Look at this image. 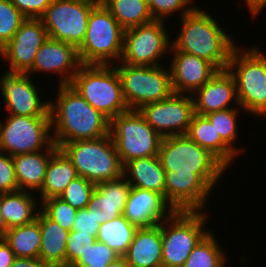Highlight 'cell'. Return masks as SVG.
<instances>
[{
  "instance_id": "cell-1",
  "label": "cell",
  "mask_w": 266,
  "mask_h": 267,
  "mask_svg": "<svg viewBox=\"0 0 266 267\" xmlns=\"http://www.w3.org/2000/svg\"><path fill=\"white\" fill-rule=\"evenodd\" d=\"M57 98L49 101L53 143L97 139L110 134V119L91 106L70 84H59Z\"/></svg>"
},
{
  "instance_id": "cell-2",
  "label": "cell",
  "mask_w": 266,
  "mask_h": 267,
  "mask_svg": "<svg viewBox=\"0 0 266 267\" xmlns=\"http://www.w3.org/2000/svg\"><path fill=\"white\" fill-rule=\"evenodd\" d=\"M181 30L172 46L180 52L196 55L212 63L218 70L229 65L234 39L220 27L207 11L195 7L181 18Z\"/></svg>"
},
{
  "instance_id": "cell-3",
  "label": "cell",
  "mask_w": 266,
  "mask_h": 267,
  "mask_svg": "<svg viewBox=\"0 0 266 267\" xmlns=\"http://www.w3.org/2000/svg\"><path fill=\"white\" fill-rule=\"evenodd\" d=\"M240 49L236 46L232 50L227 66L236 84L240 108L266 117V56L256 46Z\"/></svg>"
},
{
  "instance_id": "cell-4",
  "label": "cell",
  "mask_w": 266,
  "mask_h": 267,
  "mask_svg": "<svg viewBox=\"0 0 266 267\" xmlns=\"http://www.w3.org/2000/svg\"><path fill=\"white\" fill-rule=\"evenodd\" d=\"M70 85L96 110L110 120L129 110L115 66L82 64Z\"/></svg>"
},
{
  "instance_id": "cell-5",
  "label": "cell",
  "mask_w": 266,
  "mask_h": 267,
  "mask_svg": "<svg viewBox=\"0 0 266 267\" xmlns=\"http://www.w3.org/2000/svg\"><path fill=\"white\" fill-rule=\"evenodd\" d=\"M158 157L165 174H198L212 189L227 170L187 135L163 138Z\"/></svg>"
},
{
  "instance_id": "cell-6",
  "label": "cell",
  "mask_w": 266,
  "mask_h": 267,
  "mask_svg": "<svg viewBox=\"0 0 266 267\" xmlns=\"http://www.w3.org/2000/svg\"><path fill=\"white\" fill-rule=\"evenodd\" d=\"M59 148L71 160L77 175L95 185L123 176V165L110 134L63 143Z\"/></svg>"
},
{
  "instance_id": "cell-7",
  "label": "cell",
  "mask_w": 266,
  "mask_h": 267,
  "mask_svg": "<svg viewBox=\"0 0 266 267\" xmlns=\"http://www.w3.org/2000/svg\"><path fill=\"white\" fill-rule=\"evenodd\" d=\"M123 41L124 29L99 2L89 14L84 40L77 48L81 64L110 65L113 60L119 62Z\"/></svg>"
},
{
  "instance_id": "cell-8",
  "label": "cell",
  "mask_w": 266,
  "mask_h": 267,
  "mask_svg": "<svg viewBox=\"0 0 266 267\" xmlns=\"http://www.w3.org/2000/svg\"><path fill=\"white\" fill-rule=\"evenodd\" d=\"M206 211H174L160 223L162 267H181L193 248L209 232Z\"/></svg>"
},
{
  "instance_id": "cell-9",
  "label": "cell",
  "mask_w": 266,
  "mask_h": 267,
  "mask_svg": "<svg viewBox=\"0 0 266 267\" xmlns=\"http://www.w3.org/2000/svg\"><path fill=\"white\" fill-rule=\"evenodd\" d=\"M110 135L123 166L136 158L157 156L163 139L139 110L131 109L110 120Z\"/></svg>"
},
{
  "instance_id": "cell-10",
  "label": "cell",
  "mask_w": 266,
  "mask_h": 267,
  "mask_svg": "<svg viewBox=\"0 0 266 267\" xmlns=\"http://www.w3.org/2000/svg\"><path fill=\"white\" fill-rule=\"evenodd\" d=\"M124 100L131 110L164 100L174 91L170 70L165 65L141 66L121 63L117 67Z\"/></svg>"
},
{
  "instance_id": "cell-11",
  "label": "cell",
  "mask_w": 266,
  "mask_h": 267,
  "mask_svg": "<svg viewBox=\"0 0 266 267\" xmlns=\"http://www.w3.org/2000/svg\"><path fill=\"white\" fill-rule=\"evenodd\" d=\"M6 119L0 122V152L13 157L53 144L50 116L9 115Z\"/></svg>"
},
{
  "instance_id": "cell-12",
  "label": "cell",
  "mask_w": 266,
  "mask_h": 267,
  "mask_svg": "<svg viewBox=\"0 0 266 267\" xmlns=\"http://www.w3.org/2000/svg\"><path fill=\"white\" fill-rule=\"evenodd\" d=\"M100 0H52L40 18L52 39L78 48L85 37L89 14Z\"/></svg>"
},
{
  "instance_id": "cell-13",
  "label": "cell",
  "mask_w": 266,
  "mask_h": 267,
  "mask_svg": "<svg viewBox=\"0 0 266 267\" xmlns=\"http://www.w3.org/2000/svg\"><path fill=\"white\" fill-rule=\"evenodd\" d=\"M164 22L154 20L151 23L124 30L123 53L120 61L126 65H161L157 60L161 59L164 53L171 52L172 44Z\"/></svg>"
},
{
  "instance_id": "cell-14",
  "label": "cell",
  "mask_w": 266,
  "mask_h": 267,
  "mask_svg": "<svg viewBox=\"0 0 266 267\" xmlns=\"http://www.w3.org/2000/svg\"><path fill=\"white\" fill-rule=\"evenodd\" d=\"M138 110L162 138L186 135L195 115L191 94L173 93L164 100L148 103Z\"/></svg>"
},
{
  "instance_id": "cell-15",
  "label": "cell",
  "mask_w": 266,
  "mask_h": 267,
  "mask_svg": "<svg viewBox=\"0 0 266 267\" xmlns=\"http://www.w3.org/2000/svg\"><path fill=\"white\" fill-rule=\"evenodd\" d=\"M48 37L41 19H26L0 49V56L9 63L6 73L25 74L33 66L36 53Z\"/></svg>"
},
{
  "instance_id": "cell-16",
  "label": "cell",
  "mask_w": 266,
  "mask_h": 267,
  "mask_svg": "<svg viewBox=\"0 0 266 267\" xmlns=\"http://www.w3.org/2000/svg\"><path fill=\"white\" fill-rule=\"evenodd\" d=\"M30 75L6 73L0 79V92L9 115L50 116L49 101H42Z\"/></svg>"
},
{
  "instance_id": "cell-17",
  "label": "cell",
  "mask_w": 266,
  "mask_h": 267,
  "mask_svg": "<svg viewBox=\"0 0 266 267\" xmlns=\"http://www.w3.org/2000/svg\"><path fill=\"white\" fill-rule=\"evenodd\" d=\"M81 65L75 46L48 37L36 53L33 66L25 74L56 72L61 79L59 84L64 85L70 84Z\"/></svg>"
},
{
  "instance_id": "cell-18",
  "label": "cell",
  "mask_w": 266,
  "mask_h": 267,
  "mask_svg": "<svg viewBox=\"0 0 266 267\" xmlns=\"http://www.w3.org/2000/svg\"><path fill=\"white\" fill-rule=\"evenodd\" d=\"M165 200L174 211H204L213 190L198 174H165Z\"/></svg>"
},
{
  "instance_id": "cell-19",
  "label": "cell",
  "mask_w": 266,
  "mask_h": 267,
  "mask_svg": "<svg viewBox=\"0 0 266 267\" xmlns=\"http://www.w3.org/2000/svg\"><path fill=\"white\" fill-rule=\"evenodd\" d=\"M172 63L169 66L174 93L194 94L218 69L209 61L196 55L177 51L172 45Z\"/></svg>"
},
{
  "instance_id": "cell-20",
  "label": "cell",
  "mask_w": 266,
  "mask_h": 267,
  "mask_svg": "<svg viewBox=\"0 0 266 267\" xmlns=\"http://www.w3.org/2000/svg\"><path fill=\"white\" fill-rule=\"evenodd\" d=\"M174 212L159 192L131 187L123 216L138 229L159 225Z\"/></svg>"
},
{
  "instance_id": "cell-21",
  "label": "cell",
  "mask_w": 266,
  "mask_h": 267,
  "mask_svg": "<svg viewBox=\"0 0 266 267\" xmlns=\"http://www.w3.org/2000/svg\"><path fill=\"white\" fill-rule=\"evenodd\" d=\"M192 97L195 113L199 115L233 108L229 103L240 106L234 78L227 69L218 70Z\"/></svg>"
},
{
  "instance_id": "cell-22",
  "label": "cell",
  "mask_w": 266,
  "mask_h": 267,
  "mask_svg": "<svg viewBox=\"0 0 266 267\" xmlns=\"http://www.w3.org/2000/svg\"><path fill=\"white\" fill-rule=\"evenodd\" d=\"M130 191L124 176L96 184L87 207L99 225L123 215Z\"/></svg>"
},
{
  "instance_id": "cell-23",
  "label": "cell",
  "mask_w": 266,
  "mask_h": 267,
  "mask_svg": "<svg viewBox=\"0 0 266 267\" xmlns=\"http://www.w3.org/2000/svg\"><path fill=\"white\" fill-rule=\"evenodd\" d=\"M123 257L129 267H162L160 224L138 229Z\"/></svg>"
},
{
  "instance_id": "cell-24",
  "label": "cell",
  "mask_w": 266,
  "mask_h": 267,
  "mask_svg": "<svg viewBox=\"0 0 266 267\" xmlns=\"http://www.w3.org/2000/svg\"><path fill=\"white\" fill-rule=\"evenodd\" d=\"M59 147L53 143L48 149L13 156L18 190L38 192L44 182L51 155ZM46 151V152H45ZM42 152V153H41Z\"/></svg>"
},
{
  "instance_id": "cell-25",
  "label": "cell",
  "mask_w": 266,
  "mask_h": 267,
  "mask_svg": "<svg viewBox=\"0 0 266 267\" xmlns=\"http://www.w3.org/2000/svg\"><path fill=\"white\" fill-rule=\"evenodd\" d=\"M36 219L41 230L39 259L51 267H66V246L69 232L38 208Z\"/></svg>"
},
{
  "instance_id": "cell-26",
  "label": "cell",
  "mask_w": 266,
  "mask_h": 267,
  "mask_svg": "<svg viewBox=\"0 0 266 267\" xmlns=\"http://www.w3.org/2000/svg\"><path fill=\"white\" fill-rule=\"evenodd\" d=\"M123 176L131 187L159 192L165 198V171L157 156L136 158L123 166Z\"/></svg>"
},
{
  "instance_id": "cell-27",
  "label": "cell",
  "mask_w": 266,
  "mask_h": 267,
  "mask_svg": "<svg viewBox=\"0 0 266 267\" xmlns=\"http://www.w3.org/2000/svg\"><path fill=\"white\" fill-rule=\"evenodd\" d=\"M193 142L206 149L226 169L236 157V153L221 139L210 121L204 116H193L186 134Z\"/></svg>"
},
{
  "instance_id": "cell-28",
  "label": "cell",
  "mask_w": 266,
  "mask_h": 267,
  "mask_svg": "<svg viewBox=\"0 0 266 267\" xmlns=\"http://www.w3.org/2000/svg\"><path fill=\"white\" fill-rule=\"evenodd\" d=\"M32 195V192L23 190L0 194V212L8 229L29 224L36 219L38 202Z\"/></svg>"
},
{
  "instance_id": "cell-29",
  "label": "cell",
  "mask_w": 266,
  "mask_h": 267,
  "mask_svg": "<svg viewBox=\"0 0 266 267\" xmlns=\"http://www.w3.org/2000/svg\"><path fill=\"white\" fill-rule=\"evenodd\" d=\"M77 176L71 160L58 148L50 157L43 185L38 191L41 194L40 202L51 197H59Z\"/></svg>"
},
{
  "instance_id": "cell-30",
  "label": "cell",
  "mask_w": 266,
  "mask_h": 267,
  "mask_svg": "<svg viewBox=\"0 0 266 267\" xmlns=\"http://www.w3.org/2000/svg\"><path fill=\"white\" fill-rule=\"evenodd\" d=\"M124 30L154 21L146 0H100Z\"/></svg>"
},
{
  "instance_id": "cell-31",
  "label": "cell",
  "mask_w": 266,
  "mask_h": 267,
  "mask_svg": "<svg viewBox=\"0 0 266 267\" xmlns=\"http://www.w3.org/2000/svg\"><path fill=\"white\" fill-rule=\"evenodd\" d=\"M4 240L16 257L39 258L42 240L39 221L35 219L29 224L8 229Z\"/></svg>"
},
{
  "instance_id": "cell-32",
  "label": "cell",
  "mask_w": 266,
  "mask_h": 267,
  "mask_svg": "<svg viewBox=\"0 0 266 267\" xmlns=\"http://www.w3.org/2000/svg\"><path fill=\"white\" fill-rule=\"evenodd\" d=\"M137 230L136 226L121 215L101 224L96 239L113 249L119 257H123Z\"/></svg>"
},
{
  "instance_id": "cell-33",
  "label": "cell",
  "mask_w": 266,
  "mask_h": 267,
  "mask_svg": "<svg viewBox=\"0 0 266 267\" xmlns=\"http://www.w3.org/2000/svg\"><path fill=\"white\" fill-rule=\"evenodd\" d=\"M214 236L209 231L181 267H224L227 257Z\"/></svg>"
},
{
  "instance_id": "cell-34",
  "label": "cell",
  "mask_w": 266,
  "mask_h": 267,
  "mask_svg": "<svg viewBox=\"0 0 266 267\" xmlns=\"http://www.w3.org/2000/svg\"><path fill=\"white\" fill-rule=\"evenodd\" d=\"M240 106L229 108L221 111H213L204 115L212 124L216 132L219 133L221 139L236 153L239 154L240 150L233 145L237 137V117ZM234 146V147H233Z\"/></svg>"
},
{
  "instance_id": "cell-35",
  "label": "cell",
  "mask_w": 266,
  "mask_h": 267,
  "mask_svg": "<svg viewBox=\"0 0 266 267\" xmlns=\"http://www.w3.org/2000/svg\"><path fill=\"white\" fill-rule=\"evenodd\" d=\"M39 206L51 220L55 221L62 228L72 231L77 209L70 206L60 197H51L43 200Z\"/></svg>"
},
{
  "instance_id": "cell-36",
  "label": "cell",
  "mask_w": 266,
  "mask_h": 267,
  "mask_svg": "<svg viewBox=\"0 0 266 267\" xmlns=\"http://www.w3.org/2000/svg\"><path fill=\"white\" fill-rule=\"evenodd\" d=\"M25 20L11 0H0V49L11 40Z\"/></svg>"
},
{
  "instance_id": "cell-37",
  "label": "cell",
  "mask_w": 266,
  "mask_h": 267,
  "mask_svg": "<svg viewBox=\"0 0 266 267\" xmlns=\"http://www.w3.org/2000/svg\"><path fill=\"white\" fill-rule=\"evenodd\" d=\"M95 187L90 180L77 176L59 197L77 210L84 209L88 206Z\"/></svg>"
},
{
  "instance_id": "cell-38",
  "label": "cell",
  "mask_w": 266,
  "mask_h": 267,
  "mask_svg": "<svg viewBox=\"0 0 266 267\" xmlns=\"http://www.w3.org/2000/svg\"><path fill=\"white\" fill-rule=\"evenodd\" d=\"M119 256L105 243L96 241L71 267H106Z\"/></svg>"
},
{
  "instance_id": "cell-39",
  "label": "cell",
  "mask_w": 266,
  "mask_h": 267,
  "mask_svg": "<svg viewBox=\"0 0 266 267\" xmlns=\"http://www.w3.org/2000/svg\"><path fill=\"white\" fill-rule=\"evenodd\" d=\"M154 20L163 21L173 12L181 11L180 17L188 14L195 6L192 0H146ZM183 9V10H182Z\"/></svg>"
},
{
  "instance_id": "cell-40",
  "label": "cell",
  "mask_w": 266,
  "mask_h": 267,
  "mask_svg": "<svg viewBox=\"0 0 266 267\" xmlns=\"http://www.w3.org/2000/svg\"><path fill=\"white\" fill-rule=\"evenodd\" d=\"M96 241L92 235L70 231L66 246V267H71Z\"/></svg>"
},
{
  "instance_id": "cell-41",
  "label": "cell",
  "mask_w": 266,
  "mask_h": 267,
  "mask_svg": "<svg viewBox=\"0 0 266 267\" xmlns=\"http://www.w3.org/2000/svg\"><path fill=\"white\" fill-rule=\"evenodd\" d=\"M18 191L13 157L0 152V194Z\"/></svg>"
},
{
  "instance_id": "cell-42",
  "label": "cell",
  "mask_w": 266,
  "mask_h": 267,
  "mask_svg": "<svg viewBox=\"0 0 266 267\" xmlns=\"http://www.w3.org/2000/svg\"><path fill=\"white\" fill-rule=\"evenodd\" d=\"M11 2L26 19H40L52 0H11Z\"/></svg>"
},
{
  "instance_id": "cell-43",
  "label": "cell",
  "mask_w": 266,
  "mask_h": 267,
  "mask_svg": "<svg viewBox=\"0 0 266 267\" xmlns=\"http://www.w3.org/2000/svg\"><path fill=\"white\" fill-rule=\"evenodd\" d=\"M99 227L96 217L88 207L77 210L72 230L97 237Z\"/></svg>"
},
{
  "instance_id": "cell-44",
  "label": "cell",
  "mask_w": 266,
  "mask_h": 267,
  "mask_svg": "<svg viewBox=\"0 0 266 267\" xmlns=\"http://www.w3.org/2000/svg\"><path fill=\"white\" fill-rule=\"evenodd\" d=\"M15 258L9 244L4 239H0V267H10Z\"/></svg>"
},
{
  "instance_id": "cell-45",
  "label": "cell",
  "mask_w": 266,
  "mask_h": 267,
  "mask_svg": "<svg viewBox=\"0 0 266 267\" xmlns=\"http://www.w3.org/2000/svg\"><path fill=\"white\" fill-rule=\"evenodd\" d=\"M10 267H51L43 263L39 258H21L16 257Z\"/></svg>"
},
{
  "instance_id": "cell-46",
  "label": "cell",
  "mask_w": 266,
  "mask_h": 267,
  "mask_svg": "<svg viewBox=\"0 0 266 267\" xmlns=\"http://www.w3.org/2000/svg\"><path fill=\"white\" fill-rule=\"evenodd\" d=\"M248 6L251 16L254 18L259 15L262 9L266 7V0H244Z\"/></svg>"
},
{
  "instance_id": "cell-47",
  "label": "cell",
  "mask_w": 266,
  "mask_h": 267,
  "mask_svg": "<svg viewBox=\"0 0 266 267\" xmlns=\"http://www.w3.org/2000/svg\"><path fill=\"white\" fill-rule=\"evenodd\" d=\"M106 267H129L124 257H119L115 261L109 263Z\"/></svg>"
},
{
  "instance_id": "cell-48",
  "label": "cell",
  "mask_w": 266,
  "mask_h": 267,
  "mask_svg": "<svg viewBox=\"0 0 266 267\" xmlns=\"http://www.w3.org/2000/svg\"><path fill=\"white\" fill-rule=\"evenodd\" d=\"M8 231V227L4 218L2 217V213L0 212V239H4L6 232Z\"/></svg>"
}]
</instances>
